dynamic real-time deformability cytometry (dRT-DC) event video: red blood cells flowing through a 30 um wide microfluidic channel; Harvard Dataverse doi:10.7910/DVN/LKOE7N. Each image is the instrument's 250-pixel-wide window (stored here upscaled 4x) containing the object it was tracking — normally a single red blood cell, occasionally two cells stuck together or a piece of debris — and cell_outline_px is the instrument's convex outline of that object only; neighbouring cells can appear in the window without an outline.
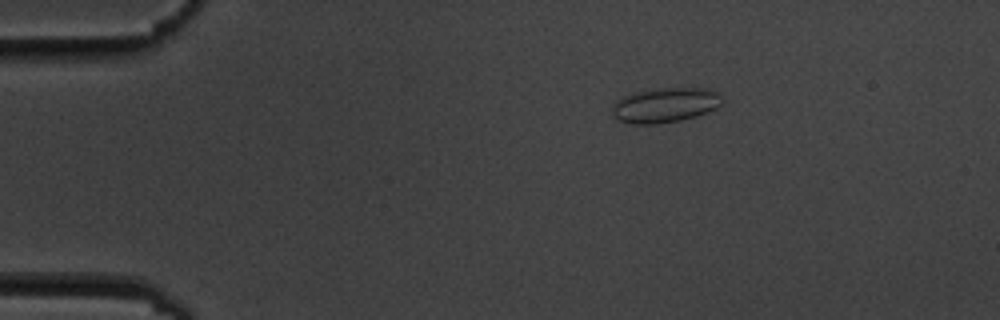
{"species": "common noctule bat (a hibernating species)", "species_latin": "Nyctalus noctula", "temperature_condition": "cold", "stored_images_in_passage": 6, "camera_frame_rate_fps": 3000, "um_per_image_px": 0.085, "animal": {"sex": "male", "body_mass_g": 19.5, "forearm_length_mm": 54.6}, "frame": {"image": 1, "passage_image": 4, "time_ms": 3.333, "image_size_px": [1000, 320], "cell_outline_px": [[724, 100], [716, 108], [708, 112], [696, 116], [680, 120], [656, 124], [636, 124], [620, 120], [612, 116], [612, 108], [616, 100], [624, 96], [636, 92], [656, 88], [700, 88], [716, 92]], "centroid_in_image_um": [56.52, 8.93], "position_along_channel_um": 28.5, "area_um2": 22.14}}